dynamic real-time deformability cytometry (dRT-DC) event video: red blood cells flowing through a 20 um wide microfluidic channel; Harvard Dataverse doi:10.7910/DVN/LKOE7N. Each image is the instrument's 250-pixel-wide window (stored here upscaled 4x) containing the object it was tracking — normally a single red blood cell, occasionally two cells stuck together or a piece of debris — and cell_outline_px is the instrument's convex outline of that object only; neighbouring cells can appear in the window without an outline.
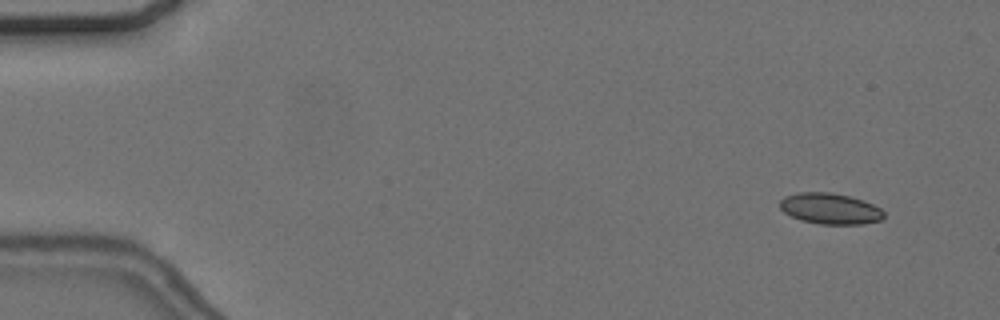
{"species": "common noctule bat (a hibernating species)", "species_latin": "Nyctalus noctula", "temperature_condition": "cold", "stored_images_in_passage": 49, "camera_frame_rate_fps": 3000, "um_per_image_px": 0.085, "animal": {"sex": "female", "body_mass_g": 24.6, "forearm_length_mm": 56.2}, "frame": {"image": 1, "passage_image": 5, "time_ms": 1.333, "image_size_px": [1000, 320], "cell_outline_px": [[884, 216], [880, 220], [864, 224], [820, 224], [800, 220], [784, 212], [780, 208], [780, 200], [784, 196], [800, 192], [832, 192], [848, 196], [872, 204], [880, 208], [884, 212]], "centroid_in_image_um": [70.54, 17.73], "position_along_channel_um": 14.5, "area_um2": 18.67}}
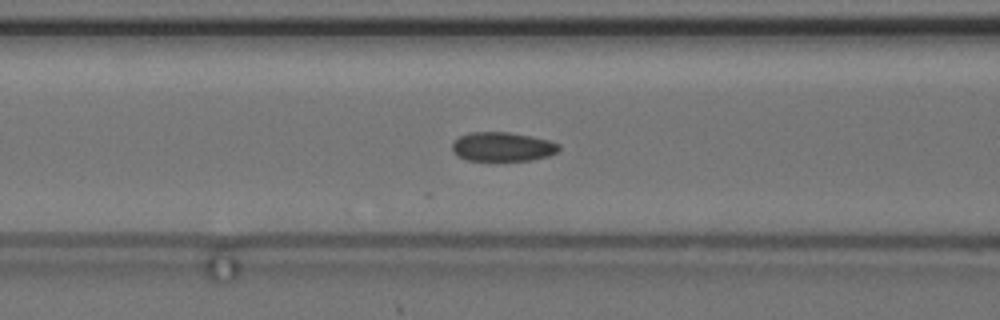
{"frame": {"image": 2, "passage_image": 24, "time_ms": 7.667, "image_size_px": [1000, 320], "cell_outline_px": [[560, 148], [556, 152], [548, 156], [532, 160], [468, 160], [456, 156], [452, 152], [452, 144], [460, 136], [468, 132], [508, 132], [548, 140], [560, 144]], "centroid_in_image_um": [42.68, 12.47], "position_along_channel_um": 123.9, "area_um2": 18.03}}
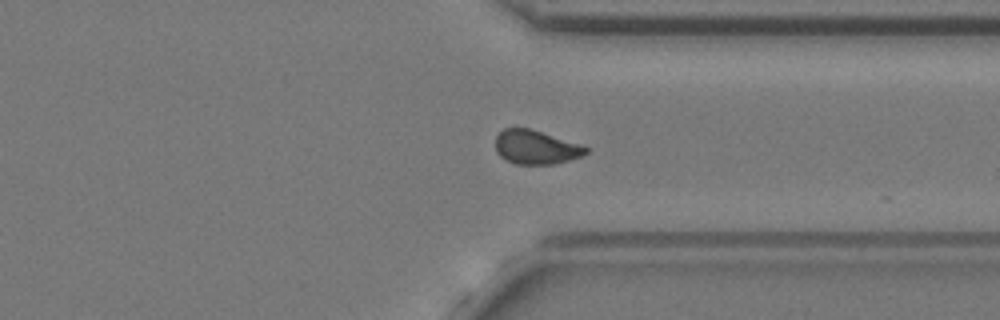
{"frame": {"image": 3, "passage_image": 44, "time_ms": 14.333, "image_size_px": [1000, 320], "cell_outline_px": [[588, 152], [580, 156], [568, 160], [552, 164], [516, 164], [504, 160], [496, 152], [496, 136], [504, 128], [528, 128], [584, 144], [588, 148]], "centroid_in_image_um": [45.55, 12.51], "position_along_channel_um": 365.8, "area_um2": 17.98}, "authors_computed_cell_mechanics": {"area_um2": 18.6116, "velocity_mm_per_s": 3.6444, "shape_relaxation_time_tau1_ms": null, "shape_relaxation_time_tau2_ms": 1.5145, "deformation_change_tau1": null, "deformation_change_tau2": 0.0607}}